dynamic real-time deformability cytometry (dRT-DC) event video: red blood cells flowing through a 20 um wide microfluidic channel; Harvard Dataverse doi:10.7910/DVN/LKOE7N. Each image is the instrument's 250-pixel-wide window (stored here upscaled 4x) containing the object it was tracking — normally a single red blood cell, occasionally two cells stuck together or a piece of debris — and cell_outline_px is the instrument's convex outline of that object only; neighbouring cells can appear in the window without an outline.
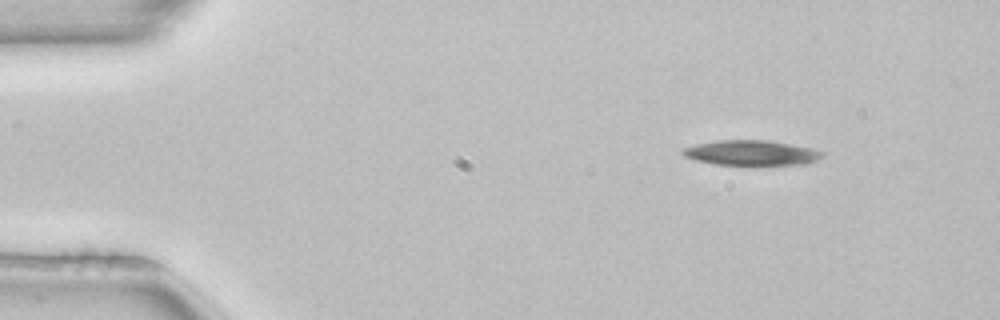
{"species": "common noctule bat (a hibernating species)", "species_latin": "Nyctalus noctula", "temperature_condition": "room temperature", "stored_images_in_passage": 46, "camera_frame_rate_fps": 3000, "um_per_image_px": 0.085, "animal": {"sex": "female", "body_mass_g": 22.7, "forearm_length_mm": 54.2}, "frame": {"image": 1, "passage_image": 1, "time_ms": 0.0, "image_size_px": [1000, 320], "cell_outline_px": [[824, 156], [816, 160], [804, 164], [712, 164], [696, 160], [684, 156], [680, 152], [684, 148], [696, 144], [716, 140], [768, 140], [812, 148], [824, 152]], "centroid_in_image_um": [63.85, 12.98], "position_along_channel_um": 21.2, "area_um2": 20.17}}
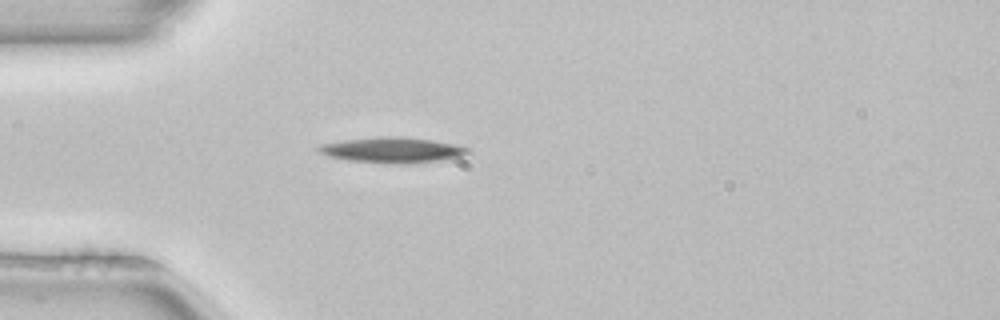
{"frame": {"image": 2, "passage_image": 9, "time_ms": 2.667, "image_size_px": [1000, 320], "cell_outline_px": [[472, 148], [464, 156], [452, 160], [396, 164], [384, 164], [348, 160], [328, 156], [316, 152], [316, 148], [320, 144], [348, 140], [380, 136], [400, 136], [432, 140], [456, 144]], "centroid_in_image_um": [33.41, 12.77], "position_along_channel_um": 51.6, "area_um2": 22.66}}
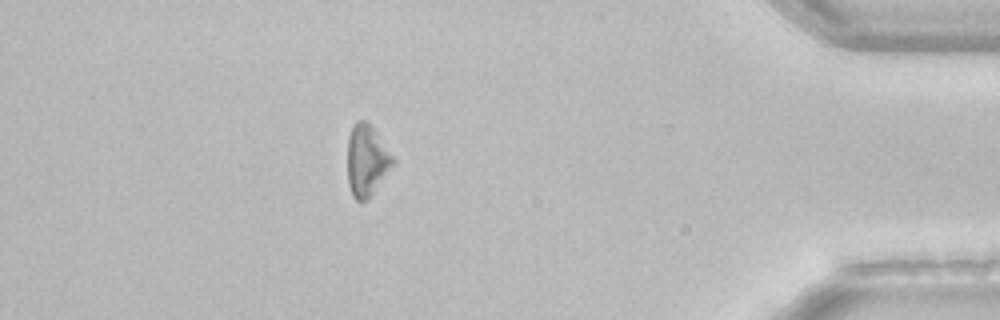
{"frame": {"image": 3, "passage_image": 40, "time_ms": 13.0, "image_size_px": [1000, 320], "cell_outline_px": [[396, 164], [368, 200], [356, 200], [352, 196], [348, 184], [348, 136], [352, 124], [356, 120], [364, 120], [372, 124], [396, 160]], "centroid_in_image_um": [31.2, 13.62], "position_along_channel_um": 404.0, "area_um2": 19.48}, "authors_computed_cell_mechanics": {"area_um2": 20.3745, "velocity_mm_per_s": 3.9689, "shape_relaxation_time_tau1_ms": 0.8412, "shape_relaxation_time_tau2_ms": null, "deformation_change_tau1": 0.0791, "deformation_change_tau2": null}}